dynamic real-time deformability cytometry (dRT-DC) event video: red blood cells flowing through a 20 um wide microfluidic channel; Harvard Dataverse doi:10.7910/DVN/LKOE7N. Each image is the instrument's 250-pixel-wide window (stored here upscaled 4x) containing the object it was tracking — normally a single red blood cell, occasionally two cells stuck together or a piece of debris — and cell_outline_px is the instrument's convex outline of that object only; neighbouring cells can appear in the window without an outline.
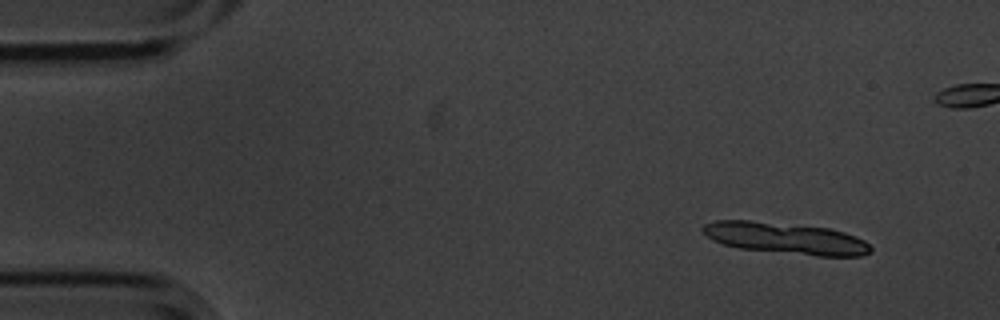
{"species": "common noctule bat (a hibernating species)", "species_latin": "Nyctalus noctula", "temperature_condition": "cold", "stored_images_in_passage": 6, "camera_frame_rate_fps": 3000, "um_per_image_px": 0.085, "animal": {"sex": "male", "body_mass_g": 20.1, "forearm_length_mm": 53.5}, "frame": {"image": 1, "passage_image": 1, "time_ms": 0.0, "image_size_px": [1000, 320], "cell_outline_px": [[872, 252], [864, 256], [816, 256], [740, 248], [724, 244], [712, 240], [700, 228], [704, 224], [716, 220], [748, 220], [828, 228], [844, 232], [856, 236], [864, 240], [872, 248]], "centroid_in_image_um": [66.81, 20.26], "position_along_channel_um": 18.2, "area_um2": 30.69}}